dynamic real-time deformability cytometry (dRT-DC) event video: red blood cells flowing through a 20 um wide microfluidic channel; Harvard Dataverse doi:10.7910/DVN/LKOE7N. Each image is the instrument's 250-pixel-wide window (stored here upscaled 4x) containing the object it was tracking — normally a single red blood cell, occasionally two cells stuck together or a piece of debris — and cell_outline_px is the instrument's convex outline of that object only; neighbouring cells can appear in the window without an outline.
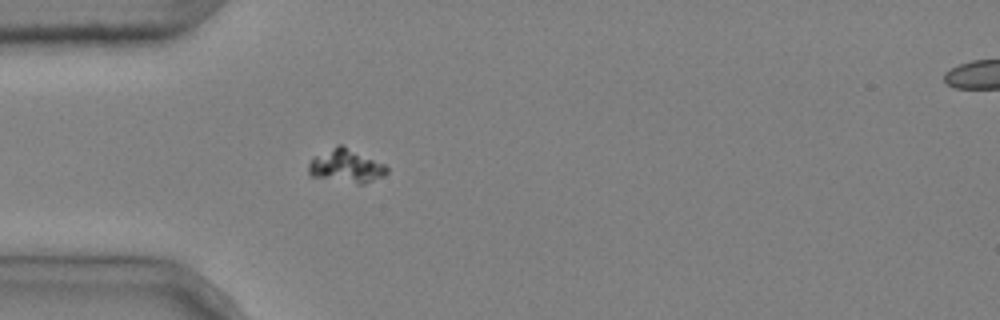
{"species": "common noctule bat (a hibernating species)", "species_latin": "Nyctalus noctula", "temperature_condition": "cold", "stored_images_in_passage": 4, "camera_frame_rate_fps": 3000, "um_per_image_px": 0.085, "animal": {"sex": "male", "body_mass_g": 20.4}, "frame": {"image": 1, "passage_image": 4, "time_ms": 1.0, "image_size_px": [1000, 320], "cell_outline_px": [[388, 172], [384, 176], [364, 184], [356, 184], [308, 176], [308, 164], [316, 156], [336, 144], [344, 144], [384, 164], [388, 168]], "centroid_in_image_um": [29.42, 14.11], "position_along_channel_um": 55.6, "area_um2": 15.55}}